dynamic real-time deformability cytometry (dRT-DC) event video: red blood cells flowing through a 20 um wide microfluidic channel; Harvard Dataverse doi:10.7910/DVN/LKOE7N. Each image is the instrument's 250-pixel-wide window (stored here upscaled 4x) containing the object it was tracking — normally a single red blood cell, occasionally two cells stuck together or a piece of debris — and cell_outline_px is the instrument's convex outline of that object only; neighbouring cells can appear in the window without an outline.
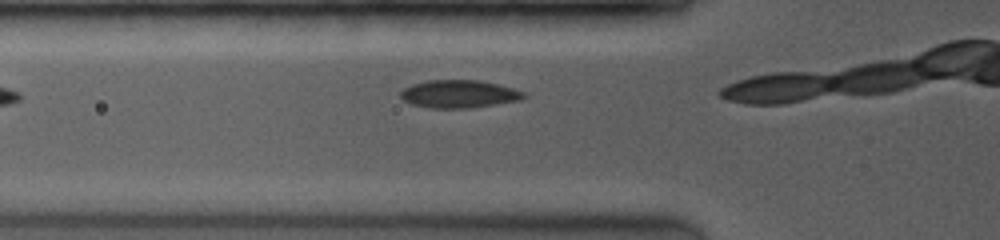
{"species": "common noctule bat (a hibernating species)", "species_latin": "Nyctalus noctula", "temperature_condition": "room temperature", "stored_images_in_passage": 4, "camera_frame_rate_fps": 3500, "um_per_image_px": 0.085, "animal": {"sex": "female", "body_mass_g": 19.0, "forearm_length_mm": 53.3}, "frame": {"image": 1, "passage_image": 2, "time_ms": 0.286, "image_size_px": [1000, 240], "cell_outline_px": [[528, 96], [520, 100], [472, 108], [428, 108], [412, 104], [404, 100], [400, 96], [400, 92], [404, 88], [412, 84], [428, 80], [480, 80], [512, 88], [524, 92]], "centroid_in_image_um": [39.01, 7.99], "position_along_channel_um": 86.8, "area_um2": 20.0}}